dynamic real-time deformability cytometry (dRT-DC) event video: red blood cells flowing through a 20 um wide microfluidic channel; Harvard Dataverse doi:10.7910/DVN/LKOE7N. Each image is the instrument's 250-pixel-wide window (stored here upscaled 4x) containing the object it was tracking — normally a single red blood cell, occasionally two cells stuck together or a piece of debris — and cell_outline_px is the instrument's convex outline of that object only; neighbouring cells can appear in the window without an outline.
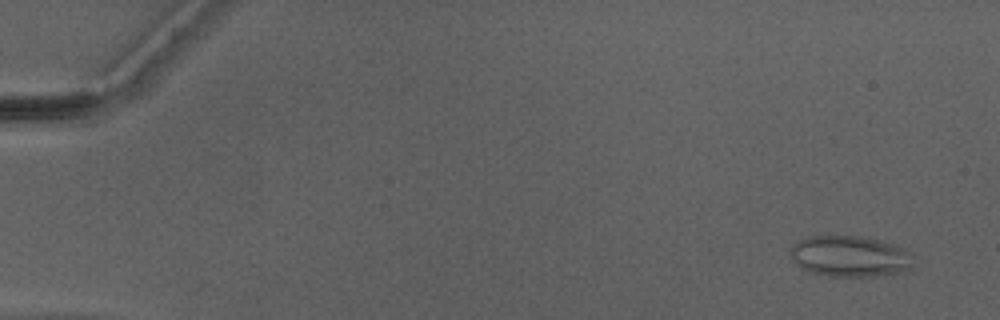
{"species": "Egyptian fruit bat (a non-hibernating species)", "species_latin": "Rousettus aegyptiacus", "temperature_condition": "warm", "stored_images_in_passage": 50, "camera_frame_rate_fps": 3000, "um_per_image_px": 0.085, "animal": {"sex": "male"}, "frame": {"image": 1, "passage_image": 3, "time_ms": 0.667, "image_size_px": [1000, 320], "cell_outline_px": [[912, 264], [904, 272], [876, 276], [828, 276], [812, 272], [800, 268], [792, 260], [788, 252], [788, 248], [792, 244], [808, 236], [860, 236], [892, 244], [904, 248], [912, 252]], "centroid_in_image_um": [72.2, 21.78], "position_along_channel_um": 12.8, "area_um2": 29.59}}
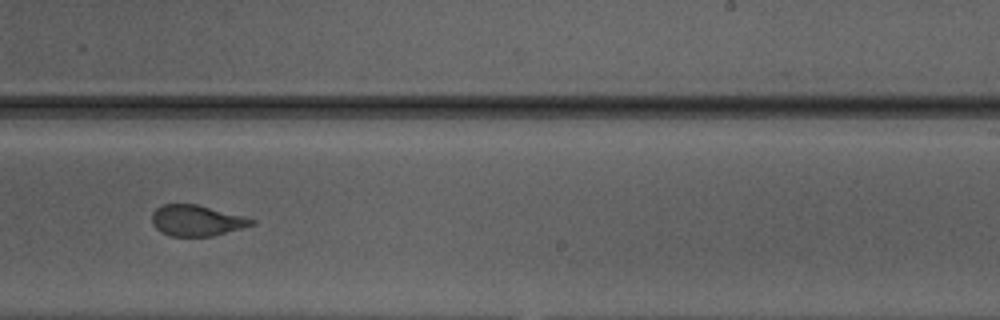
{"frame": {"image": 2, "passage_image": 32, "time_ms": 10.333, "image_size_px": [1000, 320], "cell_outline_px": [[256, 224], [212, 236], [172, 236], [160, 232], [152, 224], [152, 212], [156, 208], [164, 204], [196, 204], [244, 216], [256, 220]], "centroid_in_image_um": [16.7, 18.74], "position_along_channel_um": 272.3, "area_um2": 17.92}}
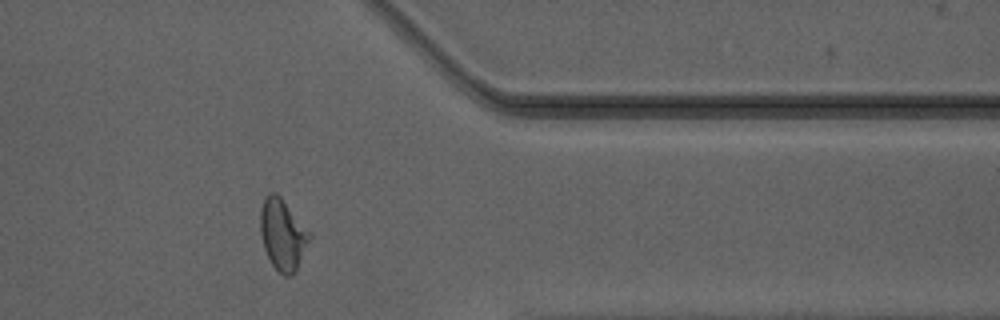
{"frame": {"image": 3, "passage_image": 41, "time_ms": 13.333, "image_size_px": [1000, 320], "cell_outline_px": [[312, 236], [296, 272], [292, 276], [284, 276], [272, 264], [264, 248], [260, 232], [260, 212], [264, 200], [272, 192], [276, 192], [280, 196]], "centroid_in_image_um": [24.03, 19.98], "position_along_channel_um": 387.4, "area_um2": 20.0}, "authors_computed_cell_mechanics": {"area_um2": 20.4323, "velocity_mm_per_s": 4.203, "shape_relaxation_time_tau1_ms": 10.9809, "shape_relaxation_time_tau2_ms": 1.0759, "deformation_change_tau1": 0.2599, "deformation_change_tau2": 0.076}}